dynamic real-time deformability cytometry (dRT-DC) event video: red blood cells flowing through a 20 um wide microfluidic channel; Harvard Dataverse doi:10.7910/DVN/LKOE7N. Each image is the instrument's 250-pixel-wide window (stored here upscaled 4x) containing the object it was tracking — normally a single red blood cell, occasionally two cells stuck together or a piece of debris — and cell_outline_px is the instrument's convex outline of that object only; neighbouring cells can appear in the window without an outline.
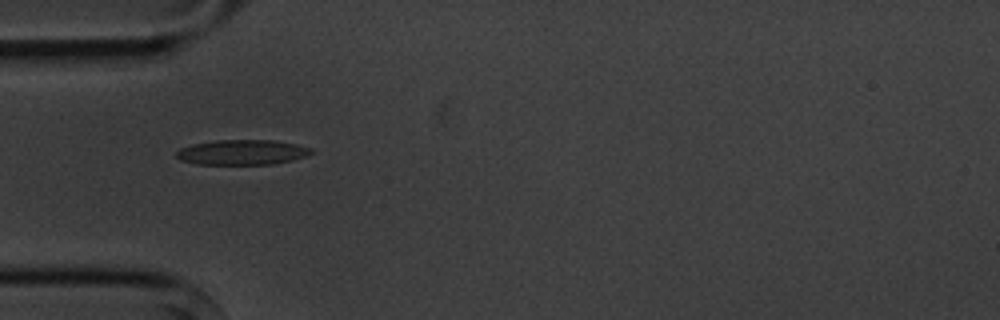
{"species": "common noctule bat (a hibernating species)", "species_latin": "Nyctalus noctula", "temperature_condition": "cold", "stored_images_in_passage": 6, "camera_frame_rate_fps": 3000, "um_per_image_px": 0.085, "animal": {"sex": "male", "body_mass_g": 20.1, "forearm_length_mm": 53.5}, "frame": {"image": 1, "passage_image": 5, "time_ms": 4.667, "image_size_px": [1000, 320], "cell_outline_px": [[312, 152], [304, 156], [292, 160], [272, 164], [196, 164], [180, 160], [176, 156], [176, 152], [180, 148], [192, 144], [216, 140], [272, 140], [296, 144], [312, 148]], "centroid_in_image_um": [20.54, 12.94], "position_along_channel_um": 64.5, "area_um2": 19.59}}
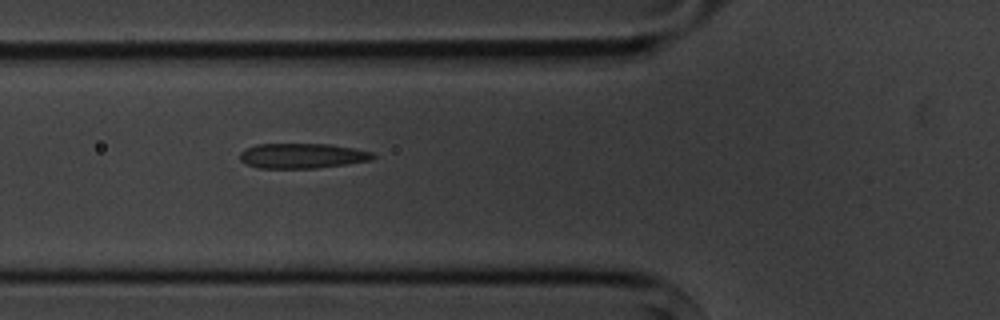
{"frame": {"image": 2, "passage_image": 6, "time_ms": 5.667, "image_size_px": [1000, 320], "cell_outline_px": [[376, 156], [372, 160], [348, 164], [316, 168], [256, 168], [244, 164], [240, 160], [240, 152], [244, 148], [256, 144], [332, 144], [356, 148], [372, 152]], "centroid_in_image_um": [25.68, 13.24], "position_along_channel_um": 100.1, "area_um2": 19.77}}